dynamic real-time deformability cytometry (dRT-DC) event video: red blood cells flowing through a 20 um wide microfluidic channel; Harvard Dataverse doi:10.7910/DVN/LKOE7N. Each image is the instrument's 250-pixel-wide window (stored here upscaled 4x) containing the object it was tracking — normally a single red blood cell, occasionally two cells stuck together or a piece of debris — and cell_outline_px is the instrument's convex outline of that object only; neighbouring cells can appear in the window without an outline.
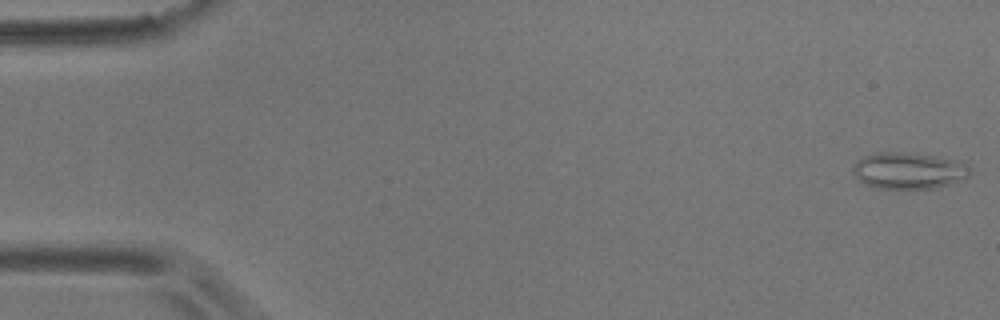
{"species": "common noctule bat (a hibernating species)", "species_latin": "Nyctalus noctula", "temperature_condition": "room temperature", "stored_images_in_passage": 4, "camera_frame_rate_fps": 3000, "um_per_image_px": 0.085, "animal": {"sex": "male", "body_mass_g": 17.9}, "frame": {"image": 1, "passage_image": 1, "time_ms": 0.0, "image_size_px": [1000, 320], "cell_outline_px": [[968, 176], [964, 180], [932, 188], [880, 188], [868, 184], [860, 180], [852, 172], [852, 168], [856, 160], [864, 156], [880, 152], [904, 152], [960, 160], [968, 164]], "centroid_in_image_um": [77.24, 14.49], "position_along_channel_um": 7.8, "area_um2": 24.62}}